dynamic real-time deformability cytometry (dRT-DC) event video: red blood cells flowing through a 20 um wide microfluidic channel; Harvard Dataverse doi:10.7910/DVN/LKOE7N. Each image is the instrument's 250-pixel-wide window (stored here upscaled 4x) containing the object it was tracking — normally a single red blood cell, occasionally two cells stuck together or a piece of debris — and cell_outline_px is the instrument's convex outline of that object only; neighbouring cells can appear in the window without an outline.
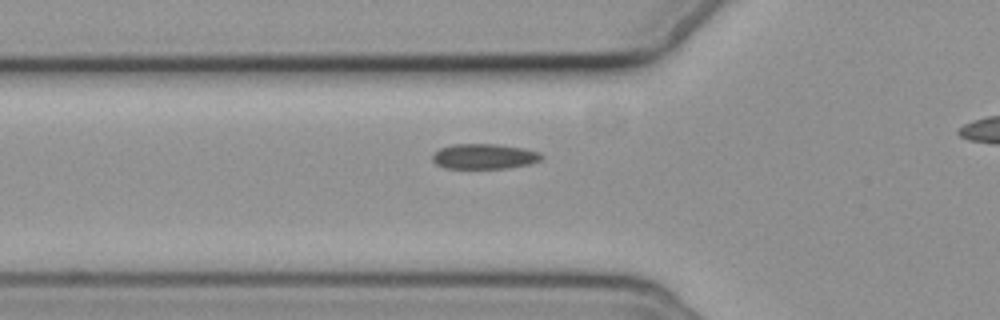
{"species": "common noctule bat (a hibernating species)", "species_latin": "Nyctalus noctula", "temperature_condition": "cold", "stored_images_in_passage": 7, "camera_frame_rate_fps": 3000, "um_per_image_px": 0.085, "animal": {"sex": "female", "body_mass_g": 19.3, "forearm_length_mm": 54.1}, "frame": {"image": 1, "passage_image": 6, "time_ms": 8.0, "image_size_px": [1000, 320], "cell_outline_px": [[544, 156], [540, 160], [528, 164], [508, 168], [444, 168], [436, 164], [432, 160], [432, 156], [440, 148], [452, 144], [496, 144], [524, 148], [540, 152]], "centroid_in_image_um": [41.16, 13.29], "position_along_channel_um": 84.6, "area_um2": 16.01}}